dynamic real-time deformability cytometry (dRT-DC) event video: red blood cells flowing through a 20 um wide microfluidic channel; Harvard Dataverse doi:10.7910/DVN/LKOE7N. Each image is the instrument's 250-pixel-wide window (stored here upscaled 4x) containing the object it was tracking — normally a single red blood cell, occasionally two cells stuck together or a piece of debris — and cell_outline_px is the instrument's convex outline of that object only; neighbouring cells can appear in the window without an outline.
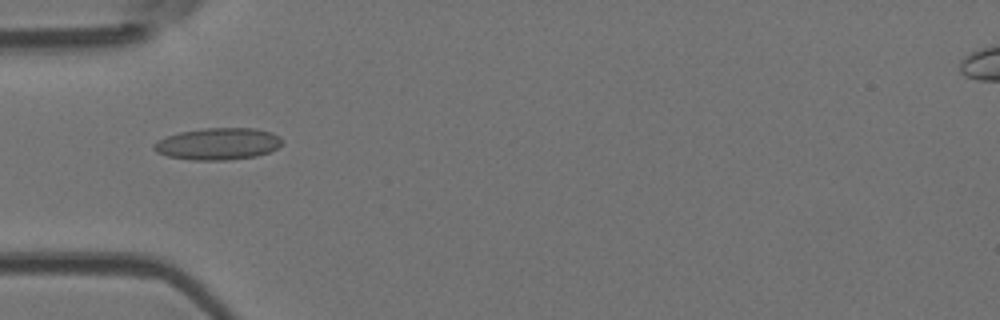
{"species": "Egyptian fruit bat (a non-hibernating species)", "species_latin": "Rousettus aegyptiacus", "temperature_condition": "room temperature", "stored_images_in_passage": 45, "camera_frame_rate_fps": 3000, "um_per_image_px": 0.085, "animal": {"sex": "female"}, "frame": {"image": 1, "passage_image": 9, "time_ms": 2.667, "image_size_px": [1000, 320], "cell_outline_px": [[280, 144], [276, 148], [268, 152], [256, 156], [224, 160], [192, 160], [168, 156], [156, 152], [152, 148], [152, 144], [156, 140], [180, 132], [204, 128], [256, 128], [272, 132], [280, 136]], "centroid_in_image_um": [18.49, 12.22], "position_along_channel_um": 66.5, "area_um2": 23.76}}
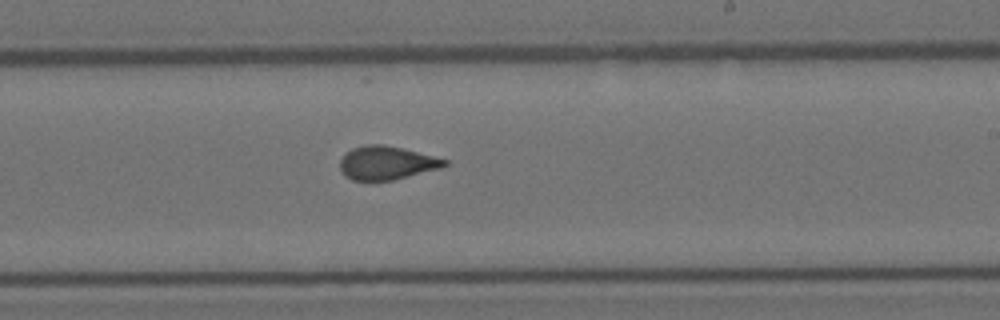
{"frame": {"image": 2, "passage_image": 24, "time_ms": 7.667, "image_size_px": [1000, 320], "cell_outline_px": [[448, 164], [440, 168], [392, 180], [352, 180], [344, 176], [340, 168], [340, 160], [352, 148], [364, 144], [384, 144], [404, 148], [448, 160]], "centroid_in_image_um": [32.85, 13.83], "position_along_channel_um": 256.1, "area_um2": 20.35}}
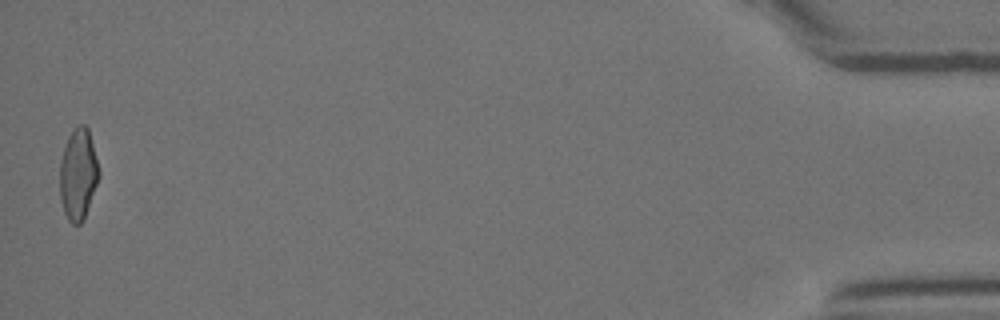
{"frame": {"image": 3, "passage_image": 45, "time_ms": 14.667, "image_size_px": [1000, 320], "cell_outline_px": [[100, 176], [84, 220], [80, 224], [72, 224], [68, 220], [64, 212], [60, 200], [60, 164], [64, 148], [68, 136], [80, 124], [84, 124], [88, 128], [100, 172]], "centroid_in_image_um": [6.65, 14.86], "position_along_channel_um": 428.6, "area_um2": 20.75}, "authors_computed_cell_mechanics": {"area_um2": 20.9236, "velocity_mm_per_s": 3.7849, "shape_relaxation_time_tau1_ms": 10.9575, "shape_relaxation_time_tau2_ms": 1.2279, "deformation_change_tau1": 0.2308, "deformation_change_tau2": 0.072}}